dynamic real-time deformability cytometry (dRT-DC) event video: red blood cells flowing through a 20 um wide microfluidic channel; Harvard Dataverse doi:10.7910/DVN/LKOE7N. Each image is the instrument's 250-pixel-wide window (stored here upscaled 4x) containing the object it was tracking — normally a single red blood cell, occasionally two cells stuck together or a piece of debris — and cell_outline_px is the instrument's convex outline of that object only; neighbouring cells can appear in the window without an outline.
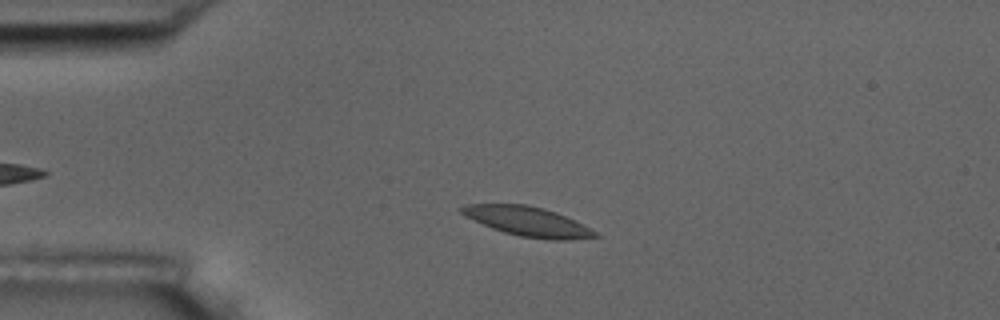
{"species": "common noctule bat (a hibernating species)", "species_latin": "Nyctalus noctula", "temperature_condition": "room temperature", "stored_images_in_passage": 45, "camera_frame_rate_fps": 3000, "um_per_image_px": 0.085, "animal": {"sex": "male", "body_mass_g": 17.5, "forearm_length_mm": 52.3}, "frame": {"image": 1, "passage_image": 10, "time_ms": 3.0, "image_size_px": [1000, 320], "cell_outline_px": [[600, 236], [568, 240], [552, 240], [520, 236], [504, 232], [492, 228], [464, 216], [456, 208], [464, 204], [524, 204], [544, 208], [556, 212], [596, 232]], "centroid_in_image_um": [44.77, 18.81], "position_along_channel_um": 40.2, "area_um2": 22.72}}
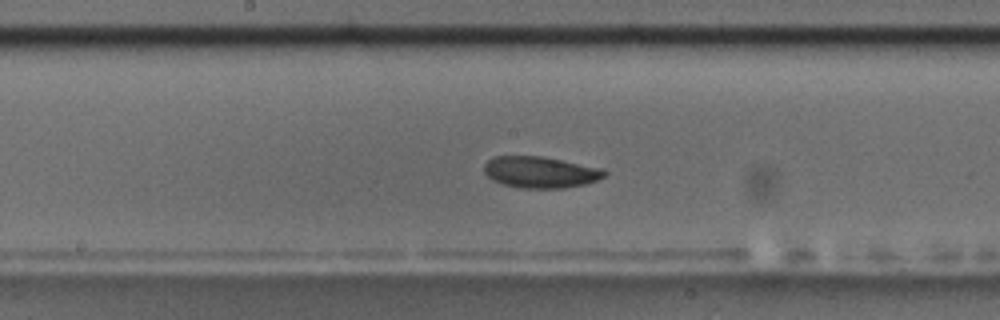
{"frame": {"image": 2, "passage_image": 26, "time_ms": 8.333, "image_size_px": [1000, 320], "cell_outline_px": [[608, 172], [604, 176], [596, 180], [584, 184], [564, 188], [520, 188], [504, 184], [492, 180], [484, 172], [484, 164], [492, 156], [544, 156], [604, 168]], "centroid_in_image_um": [45.94, 14.62], "position_along_channel_um": 202.3, "area_um2": 22.2}}
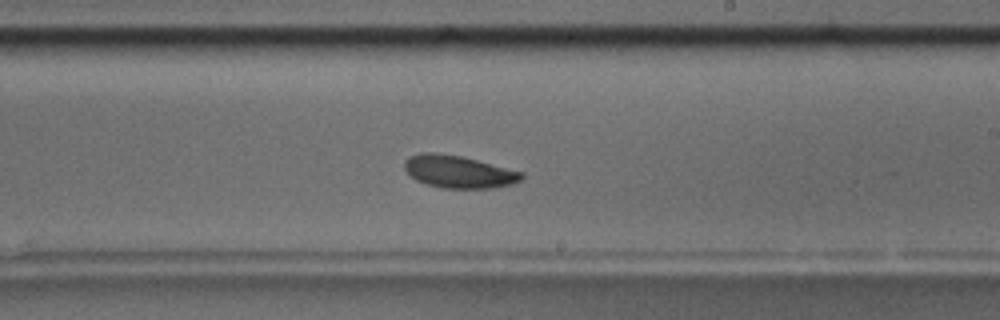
{"frame": {"image": 3, "passage_image": 30, "time_ms": 9.667, "image_size_px": [1000, 320], "cell_outline_px": [[524, 176], [520, 180], [512, 184], [492, 188], [440, 188], [416, 180], [404, 168], [404, 160], [408, 156], [420, 152], [436, 152], [460, 156], [524, 172]], "centroid_in_image_um": [38.96, 14.59], "position_along_channel_um": 250.0, "area_um2": 22.14}, "authors_computed_cell_mechanics": {"area_um2": 22.0218, "velocity_mm_per_s": 3.5866, "shape_relaxation_time_tau1_ms": 2.6531, "shape_relaxation_time_tau2_ms": null, "deformation_change_tau1": 0.0799, "deformation_change_tau2": null}}